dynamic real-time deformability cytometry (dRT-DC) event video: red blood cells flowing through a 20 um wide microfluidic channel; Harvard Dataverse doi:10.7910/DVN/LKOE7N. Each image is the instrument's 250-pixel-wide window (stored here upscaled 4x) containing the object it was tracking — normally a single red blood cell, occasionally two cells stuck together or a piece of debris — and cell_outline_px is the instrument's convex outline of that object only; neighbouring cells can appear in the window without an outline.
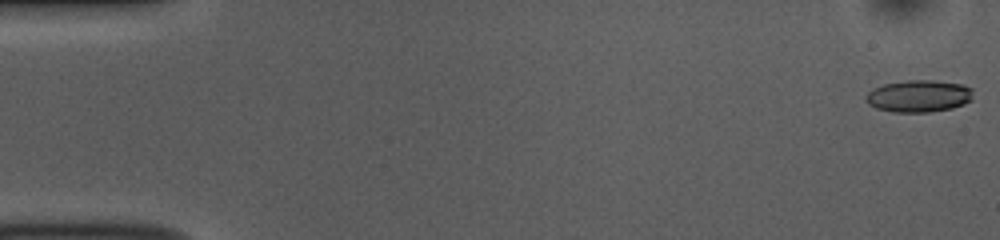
{"species": "common noctule bat (a hibernating species)", "species_latin": "Nyctalus noctula", "temperature_condition": "room temperature", "stored_images_in_passage": 51, "camera_frame_rate_fps": 3000, "um_per_image_px": 0.085, "animal": {"sex": "female", "body_mass_g": 10.0, "forearm_length_mm": 53.1}, "frame": {"image": 1, "passage_image": 1, "time_ms": 0.0, "image_size_px": [1000, 240], "cell_outline_px": [[972, 100], [964, 104], [952, 108], [928, 112], [892, 112], [876, 108], [868, 104], [864, 100], [864, 96], [872, 88], [884, 84], [908, 80], [932, 80], [964, 84], [972, 88]], "centroid_in_image_um": [78.08, 8.16], "position_along_channel_um": 6.9, "area_um2": 20.29}}
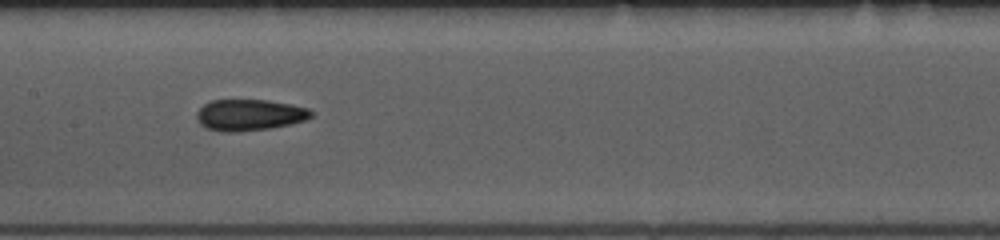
{"frame": {"image": 2, "passage_image": 26, "time_ms": 8.333, "image_size_px": [1000, 240], "cell_outline_px": [[312, 116], [304, 120], [292, 124], [272, 128], [240, 132], [224, 132], [208, 128], [200, 124], [196, 120], [196, 112], [204, 104], [212, 100], [268, 100], [292, 104], [308, 108], [312, 112]], "centroid_in_image_um": [21.2, 9.77], "position_along_channel_um": 186.2, "area_um2": 21.04}}
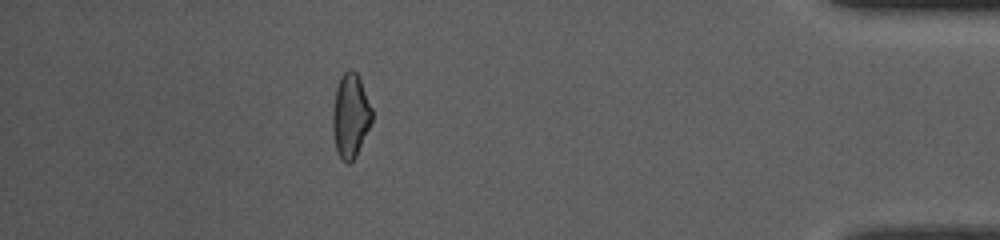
{"frame": {"image": 3, "passage_image": 47, "time_ms": 15.333, "image_size_px": [1000, 240], "cell_outline_px": [[372, 120], [356, 156], [348, 164], [336, 152], [332, 128], [332, 108], [336, 88], [340, 76], [348, 68], [352, 68], [356, 72], [360, 80], [372, 108]], "centroid_in_image_um": [29.77, 9.8], "position_along_channel_um": 405.4, "area_um2": 19.25}, "authors_computed_cell_mechanics": {"area_um2": 19.9988, "velocity_mm_per_s": 3.8174, "shape_relaxation_time_tau1_ms": 7.5299, "shape_relaxation_time_tau2_ms": 4.0733, "deformation_change_tau1": 0.1538, "deformation_change_tau2": 0.115}}